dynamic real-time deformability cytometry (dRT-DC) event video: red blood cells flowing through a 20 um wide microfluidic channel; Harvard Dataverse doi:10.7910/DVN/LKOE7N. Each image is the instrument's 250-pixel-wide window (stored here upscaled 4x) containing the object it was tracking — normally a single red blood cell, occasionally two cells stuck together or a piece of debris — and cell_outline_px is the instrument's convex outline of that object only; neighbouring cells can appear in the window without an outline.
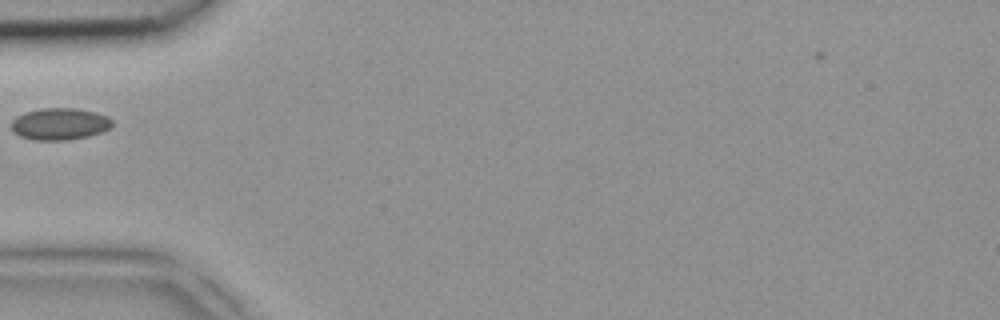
{"species": "common noctule bat (a hibernating species)", "species_latin": "Nyctalus noctula", "temperature_condition": "room temperature", "stored_images_in_passage": 6, "camera_frame_rate_fps": 3000, "um_per_image_px": 0.085, "animal": {"sex": "female", "body_mass_g": 18.4}, "frame": {"image": 1, "passage_image": 6, "time_ms": 1.667, "image_size_px": [1000, 320], "cell_outline_px": [[112, 124], [104, 132], [88, 136], [68, 140], [32, 140], [20, 136], [12, 132], [12, 120], [16, 116], [24, 112], [40, 108], [72, 108], [96, 112], [108, 116], [112, 120]], "centroid_in_image_um": [5.06, 10.54], "position_along_channel_um": 79.9, "area_um2": 18.9}}